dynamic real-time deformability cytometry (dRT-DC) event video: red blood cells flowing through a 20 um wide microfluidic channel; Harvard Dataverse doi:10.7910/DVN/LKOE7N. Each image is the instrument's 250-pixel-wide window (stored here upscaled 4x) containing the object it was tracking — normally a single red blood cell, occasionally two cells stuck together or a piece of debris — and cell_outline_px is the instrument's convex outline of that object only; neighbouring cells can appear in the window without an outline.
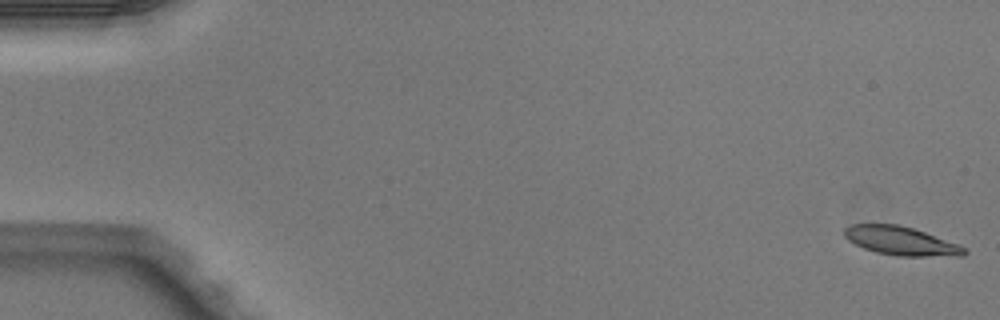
{"species": "Egyptian fruit bat (a non-hibernating species)", "species_latin": "Rousettus aegyptiacus", "temperature_condition": "warm", "stored_images_in_passage": 5, "camera_frame_rate_fps": 3000, "um_per_image_px": 0.085, "animal": {"sex": "male"}, "frame": {"image": 1, "passage_image": 1, "time_ms": 0.0, "image_size_px": [1000, 320], "cell_outline_px": [[968, 252], [964, 256], [896, 256], [876, 252], [864, 248], [848, 240], [844, 236], [844, 228], [852, 224], [900, 224], [924, 232], [956, 244], [964, 248]], "centroid_in_image_um": [76.55, 20.48], "position_along_channel_um": 8.5, "area_um2": 19.83}}
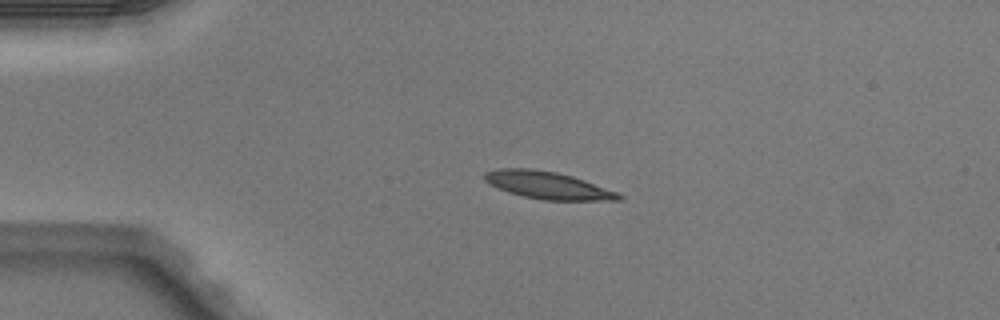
{"frame": {"image": 2, "passage_image": 4, "time_ms": 1.0, "image_size_px": [1000, 320], "cell_outline_px": [[624, 196], [620, 200], [544, 200], [524, 196], [508, 192], [484, 180], [480, 176], [484, 172], [500, 168], [528, 168], [556, 172], [572, 176], [584, 180], [616, 192]], "centroid_in_image_um": [46.52, 15.74], "position_along_channel_um": 38.5, "area_um2": 21.15}}